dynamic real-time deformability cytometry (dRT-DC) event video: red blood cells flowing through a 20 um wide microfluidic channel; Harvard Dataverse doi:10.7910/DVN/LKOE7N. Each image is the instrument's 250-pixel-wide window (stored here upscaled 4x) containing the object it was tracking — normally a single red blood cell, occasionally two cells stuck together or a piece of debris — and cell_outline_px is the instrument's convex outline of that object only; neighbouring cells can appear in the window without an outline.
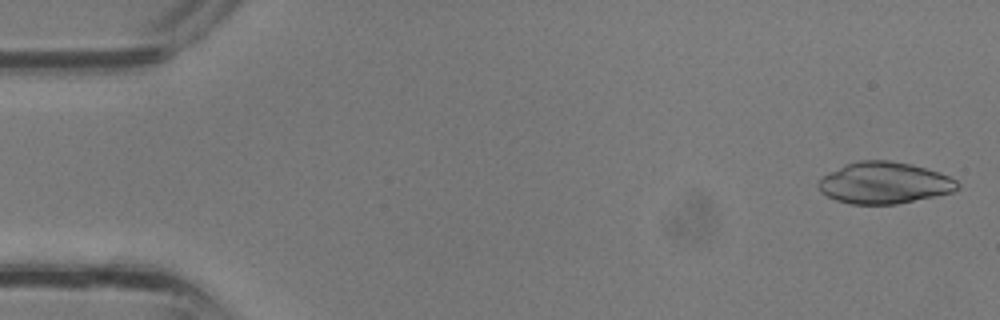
{"species": "common noctule bat (a hibernating species)", "species_latin": "Nyctalus noctula", "temperature_condition": "room temperature", "stored_images_in_passage": 21, "camera_frame_rate_fps": 3000, "um_per_image_px": 0.085, "animal": {"sex": "male", "body_mass_g": 13.3}, "frame": {"image": 1, "passage_image": 1, "time_ms": 0.0, "image_size_px": [1000, 320], "cell_outline_px": [[960, 188], [952, 192], [896, 204], [852, 204], [836, 200], [820, 192], [816, 184], [824, 176], [844, 164], [856, 160], [888, 160], [912, 164], [940, 172], [956, 180], [960, 184]], "centroid_in_image_um": [75.16, 15.54], "position_along_channel_um": 9.8, "area_um2": 33.7}}